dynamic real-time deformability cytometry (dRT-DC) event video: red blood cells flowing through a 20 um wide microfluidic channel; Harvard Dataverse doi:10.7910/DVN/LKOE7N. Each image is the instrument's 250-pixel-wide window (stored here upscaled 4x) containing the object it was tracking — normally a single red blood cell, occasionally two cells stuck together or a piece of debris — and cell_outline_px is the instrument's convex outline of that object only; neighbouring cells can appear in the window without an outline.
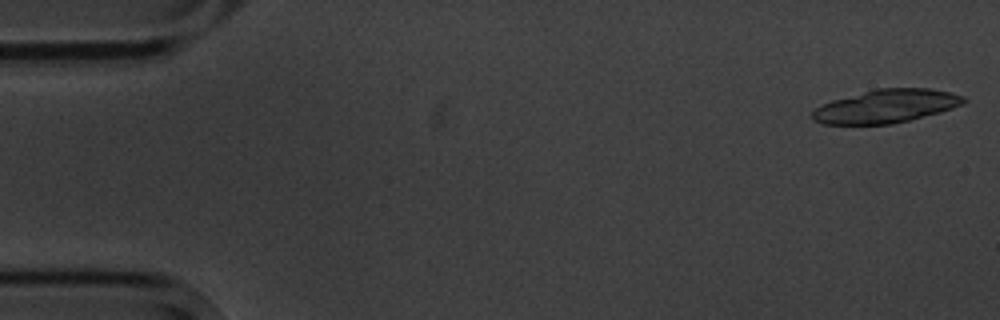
{"species": "common noctule bat (a hibernating species)", "species_latin": "Nyctalus noctula", "temperature_condition": "cold", "stored_images_in_passage": 12, "segment_of_instrument_passage": [1, 2], "camera_frame_rate_fps": 3000, "um_per_image_px": 0.085, "animal": {"sex": "male", "body_mass_g": 20.1, "forearm_length_mm": 53.5}, "frame": {"image": 1, "passage_image": 1, "time_ms": 0.0, "image_size_px": [1000, 320], "cell_outline_px": [[968, 100], [952, 108], [940, 112], [892, 124], [824, 124], [812, 120], [812, 112], [820, 104], [832, 100], [876, 88], [928, 88], [952, 92], [964, 96]], "centroid_in_image_um": [75.3, 9.02], "position_along_channel_um": 9.7, "area_um2": 29.36}}
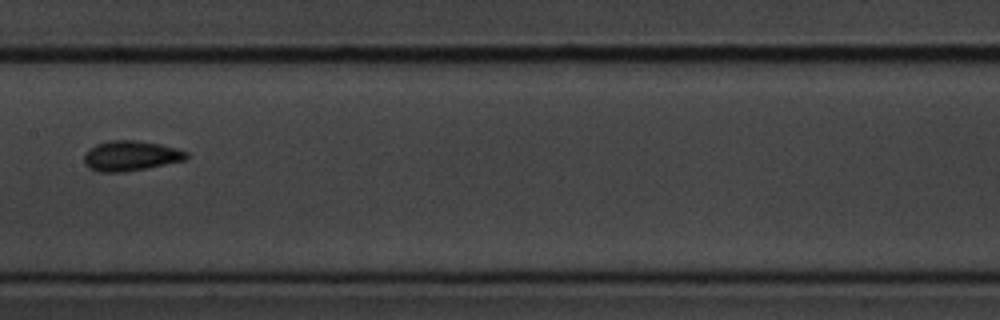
{"frame": {"image": 2, "passage_image": 8, "time_ms": 9.0, "image_size_px": [1000, 320], "cell_outline_px": [[188, 156], [184, 160], [124, 172], [100, 172], [88, 168], [84, 164], [84, 156], [96, 144], [108, 140], [136, 140], [160, 144], [176, 148], [188, 152]], "centroid_in_image_um": [11.09, 13.24], "position_along_channel_um": 196.3, "area_um2": 17.74}}
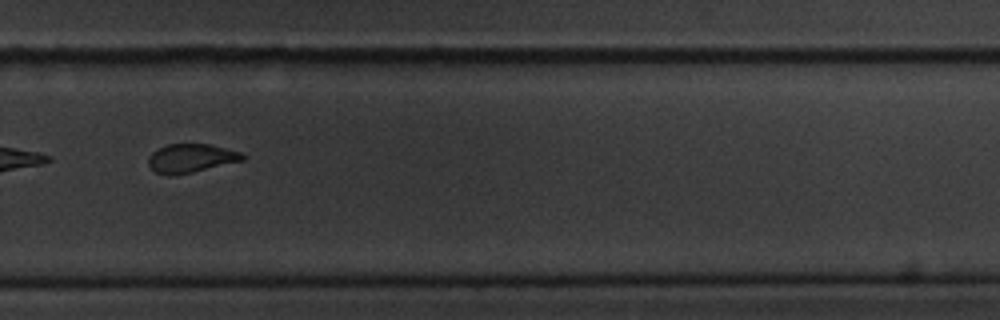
{"frame": {"image": 3, "passage_image": 11, "time_ms": 12.333, "image_size_px": [1000, 320], "cell_outline_px": [[244, 160], [192, 172], [168, 176], [156, 172], [148, 164], [148, 156], [152, 152], [168, 144], [208, 144], [240, 152], [244, 156]], "centroid_in_image_um": [16.2, 13.45], "position_along_channel_um": 313.6, "area_um2": 15.49}}